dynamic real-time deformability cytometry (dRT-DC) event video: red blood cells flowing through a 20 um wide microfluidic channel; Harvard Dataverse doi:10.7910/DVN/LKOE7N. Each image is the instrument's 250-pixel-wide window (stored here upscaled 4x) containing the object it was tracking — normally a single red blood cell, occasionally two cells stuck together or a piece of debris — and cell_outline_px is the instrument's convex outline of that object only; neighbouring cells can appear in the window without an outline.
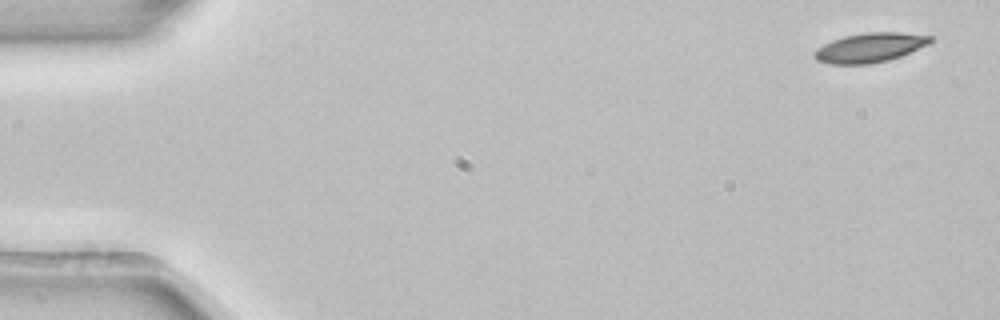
{"species": "common noctule bat (a hibernating species)", "species_latin": "Nyctalus noctula", "temperature_condition": "room temperature", "stored_images_in_passage": 4, "camera_frame_rate_fps": 3000, "um_per_image_px": 0.085, "animal": {"sex": "female", "body_mass_g": 22.7, "forearm_length_mm": 54.2}, "frame": {"image": 1, "passage_image": 1, "time_ms": 0.0, "image_size_px": [1000, 320], "cell_outline_px": [[936, 36], [928, 44], [900, 56], [888, 60], [868, 64], [828, 64], [816, 60], [812, 56], [812, 52], [816, 48], [832, 40], [844, 36], [864, 32], [900, 32]], "centroid_in_image_um": [73.9, 4.04], "position_along_channel_um": 11.1, "area_um2": 20.06}}
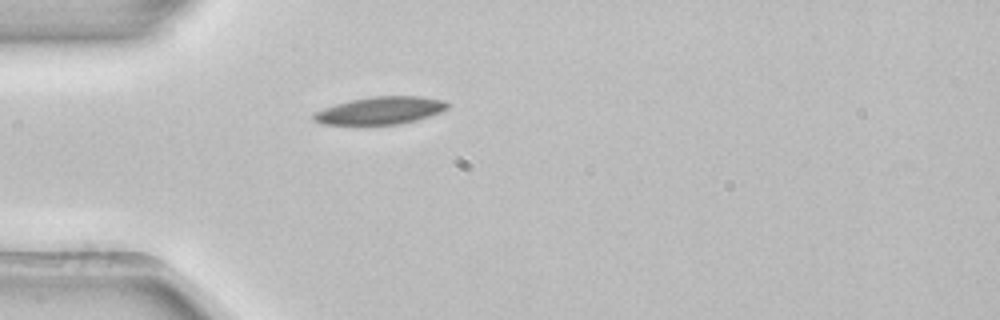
{"frame": {"image": 2, "passage_image": 4, "time_ms": 1.0, "image_size_px": [1000, 320], "cell_outline_px": [[452, 104], [448, 108], [440, 112], [416, 120], [400, 124], [320, 124], [312, 120], [312, 112], [336, 104], [352, 100], [372, 96], [416, 96], [444, 100]], "centroid_in_image_um": [32.32, 9.39], "position_along_channel_um": 52.7, "area_um2": 21.44}}